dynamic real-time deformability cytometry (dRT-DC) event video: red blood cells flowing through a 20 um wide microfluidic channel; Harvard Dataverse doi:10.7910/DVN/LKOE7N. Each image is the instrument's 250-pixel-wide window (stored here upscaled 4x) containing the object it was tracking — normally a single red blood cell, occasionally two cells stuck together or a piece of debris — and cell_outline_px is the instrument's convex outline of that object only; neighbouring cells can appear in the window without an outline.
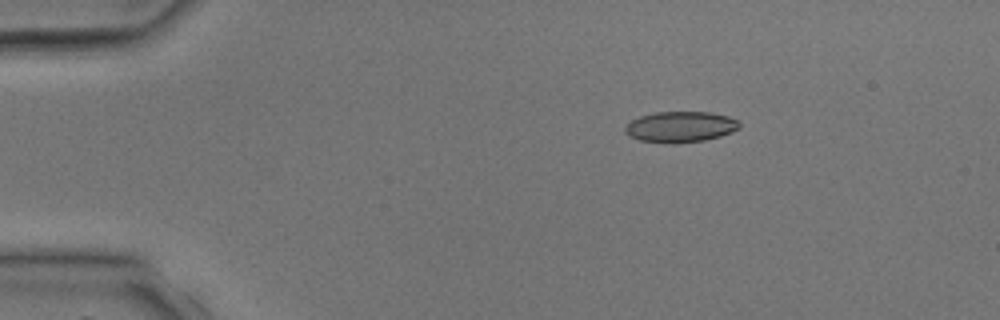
{"species": "common noctule bat (a hibernating species)", "species_latin": "Nyctalus noctula", "temperature_condition": "room temperature", "stored_images_in_passage": 2, "camera_frame_rate_fps": 3000, "um_per_image_px": 0.085, "animal": {"sex": "male", "body_mass_g": 17.9, "forearm_length_mm": 54.2}, "frame": {"image": 1, "passage_image": 1, "time_ms": 0.0, "image_size_px": [1000, 320], "cell_outline_px": [[740, 128], [732, 132], [720, 136], [704, 140], [676, 144], [672, 144], [640, 140], [628, 136], [624, 132], [624, 128], [632, 120], [640, 116], [656, 112], [708, 112], [728, 116], [736, 120], [740, 124]], "centroid_in_image_um": [57.82, 10.79], "position_along_channel_um": 27.2, "area_um2": 20.58}}